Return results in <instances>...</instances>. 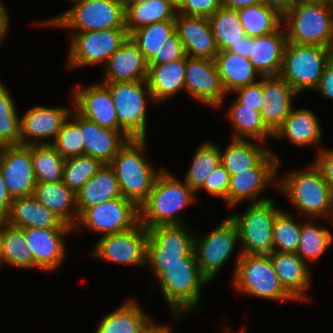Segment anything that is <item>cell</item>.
Here are the masks:
<instances>
[{
	"mask_svg": "<svg viewBox=\"0 0 333 333\" xmlns=\"http://www.w3.org/2000/svg\"><path fill=\"white\" fill-rule=\"evenodd\" d=\"M146 266L156 277L166 304L174 315V322L199 309L201 287L204 288L210 281L202 274L195 253L187 256L184 264Z\"/></svg>",
	"mask_w": 333,
	"mask_h": 333,
	"instance_id": "obj_1",
	"label": "cell"
},
{
	"mask_svg": "<svg viewBox=\"0 0 333 333\" xmlns=\"http://www.w3.org/2000/svg\"><path fill=\"white\" fill-rule=\"evenodd\" d=\"M196 201V193L187 183L164 168L147 199L139 206V222L147 229L159 225L185 224L181 215Z\"/></svg>",
	"mask_w": 333,
	"mask_h": 333,
	"instance_id": "obj_2",
	"label": "cell"
},
{
	"mask_svg": "<svg viewBox=\"0 0 333 333\" xmlns=\"http://www.w3.org/2000/svg\"><path fill=\"white\" fill-rule=\"evenodd\" d=\"M277 189L305 219L330 218L333 191L313 163L278 178Z\"/></svg>",
	"mask_w": 333,
	"mask_h": 333,
	"instance_id": "obj_3",
	"label": "cell"
},
{
	"mask_svg": "<svg viewBox=\"0 0 333 333\" xmlns=\"http://www.w3.org/2000/svg\"><path fill=\"white\" fill-rule=\"evenodd\" d=\"M147 139H130L109 163L118 181L122 197L138 207L147 199L157 176L164 167L156 169L148 161Z\"/></svg>",
	"mask_w": 333,
	"mask_h": 333,
	"instance_id": "obj_4",
	"label": "cell"
},
{
	"mask_svg": "<svg viewBox=\"0 0 333 333\" xmlns=\"http://www.w3.org/2000/svg\"><path fill=\"white\" fill-rule=\"evenodd\" d=\"M72 7L63 13L36 22L41 27L70 29L73 33L125 28V9L121 0H70Z\"/></svg>",
	"mask_w": 333,
	"mask_h": 333,
	"instance_id": "obj_5",
	"label": "cell"
},
{
	"mask_svg": "<svg viewBox=\"0 0 333 333\" xmlns=\"http://www.w3.org/2000/svg\"><path fill=\"white\" fill-rule=\"evenodd\" d=\"M231 280L240 295L272 301H296L282 286L269 254L247 255L238 251Z\"/></svg>",
	"mask_w": 333,
	"mask_h": 333,
	"instance_id": "obj_6",
	"label": "cell"
},
{
	"mask_svg": "<svg viewBox=\"0 0 333 333\" xmlns=\"http://www.w3.org/2000/svg\"><path fill=\"white\" fill-rule=\"evenodd\" d=\"M287 42L329 48L333 11L326 4L298 3L283 15Z\"/></svg>",
	"mask_w": 333,
	"mask_h": 333,
	"instance_id": "obj_7",
	"label": "cell"
},
{
	"mask_svg": "<svg viewBox=\"0 0 333 333\" xmlns=\"http://www.w3.org/2000/svg\"><path fill=\"white\" fill-rule=\"evenodd\" d=\"M104 84L115 105L119 131L129 139H146L147 104L154 103L147 80Z\"/></svg>",
	"mask_w": 333,
	"mask_h": 333,
	"instance_id": "obj_8",
	"label": "cell"
},
{
	"mask_svg": "<svg viewBox=\"0 0 333 333\" xmlns=\"http://www.w3.org/2000/svg\"><path fill=\"white\" fill-rule=\"evenodd\" d=\"M329 61V48L287 42L279 76L299 95L317 88Z\"/></svg>",
	"mask_w": 333,
	"mask_h": 333,
	"instance_id": "obj_9",
	"label": "cell"
},
{
	"mask_svg": "<svg viewBox=\"0 0 333 333\" xmlns=\"http://www.w3.org/2000/svg\"><path fill=\"white\" fill-rule=\"evenodd\" d=\"M280 210L271 198L259 203H250L243 213L230 215L239 230L241 254L258 255L272 252L273 223Z\"/></svg>",
	"mask_w": 333,
	"mask_h": 333,
	"instance_id": "obj_10",
	"label": "cell"
},
{
	"mask_svg": "<svg viewBox=\"0 0 333 333\" xmlns=\"http://www.w3.org/2000/svg\"><path fill=\"white\" fill-rule=\"evenodd\" d=\"M194 235V253L202 274L211 282L234 254L239 240L236 222L228 216L204 236Z\"/></svg>",
	"mask_w": 333,
	"mask_h": 333,
	"instance_id": "obj_11",
	"label": "cell"
},
{
	"mask_svg": "<svg viewBox=\"0 0 333 333\" xmlns=\"http://www.w3.org/2000/svg\"><path fill=\"white\" fill-rule=\"evenodd\" d=\"M67 64L70 69L96 64L106 65L109 58L129 37L126 28L73 33L70 36Z\"/></svg>",
	"mask_w": 333,
	"mask_h": 333,
	"instance_id": "obj_12",
	"label": "cell"
},
{
	"mask_svg": "<svg viewBox=\"0 0 333 333\" xmlns=\"http://www.w3.org/2000/svg\"><path fill=\"white\" fill-rule=\"evenodd\" d=\"M186 224L148 229L146 265L184 264L194 253V233Z\"/></svg>",
	"mask_w": 333,
	"mask_h": 333,
	"instance_id": "obj_13",
	"label": "cell"
},
{
	"mask_svg": "<svg viewBox=\"0 0 333 333\" xmlns=\"http://www.w3.org/2000/svg\"><path fill=\"white\" fill-rule=\"evenodd\" d=\"M138 223L139 207L133 201L121 196L87 208L79 216L73 229L80 230V232L86 229L104 236L125 232Z\"/></svg>",
	"mask_w": 333,
	"mask_h": 333,
	"instance_id": "obj_14",
	"label": "cell"
},
{
	"mask_svg": "<svg viewBox=\"0 0 333 333\" xmlns=\"http://www.w3.org/2000/svg\"><path fill=\"white\" fill-rule=\"evenodd\" d=\"M148 229L140 222L130 230L101 236L91 257L123 266L146 267Z\"/></svg>",
	"mask_w": 333,
	"mask_h": 333,
	"instance_id": "obj_15",
	"label": "cell"
},
{
	"mask_svg": "<svg viewBox=\"0 0 333 333\" xmlns=\"http://www.w3.org/2000/svg\"><path fill=\"white\" fill-rule=\"evenodd\" d=\"M270 151L250 172H238L230 177L228 189V206H237L246 199L250 203H259L271 199L270 197L261 198L260 195L265 187L274 186L277 188V172L281 160L277 154ZM272 183V184H271Z\"/></svg>",
	"mask_w": 333,
	"mask_h": 333,
	"instance_id": "obj_16",
	"label": "cell"
},
{
	"mask_svg": "<svg viewBox=\"0 0 333 333\" xmlns=\"http://www.w3.org/2000/svg\"><path fill=\"white\" fill-rule=\"evenodd\" d=\"M0 169L12 199L33 195L37 180L32 163L31 145L0 147Z\"/></svg>",
	"mask_w": 333,
	"mask_h": 333,
	"instance_id": "obj_17",
	"label": "cell"
},
{
	"mask_svg": "<svg viewBox=\"0 0 333 333\" xmlns=\"http://www.w3.org/2000/svg\"><path fill=\"white\" fill-rule=\"evenodd\" d=\"M71 111L66 106L41 105L27 110L20 117V145L52 144Z\"/></svg>",
	"mask_w": 333,
	"mask_h": 333,
	"instance_id": "obj_18",
	"label": "cell"
},
{
	"mask_svg": "<svg viewBox=\"0 0 333 333\" xmlns=\"http://www.w3.org/2000/svg\"><path fill=\"white\" fill-rule=\"evenodd\" d=\"M186 93L203 105L221 108L226 93L222 87L215 60H201L186 56Z\"/></svg>",
	"mask_w": 333,
	"mask_h": 333,
	"instance_id": "obj_19",
	"label": "cell"
},
{
	"mask_svg": "<svg viewBox=\"0 0 333 333\" xmlns=\"http://www.w3.org/2000/svg\"><path fill=\"white\" fill-rule=\"evenodd\" d=\"M82 86L72 92L73 109L82 117L103 128L119 130L118 118L110 90L100 82Z\"/></svg>",
	"mask_w": 333,
	"mask_h": 333,
	"instance_id": "obj_20",
	"label": "cell"
},
{
	"mask_svg": "<svg viewBox=\"0 0 333 333\" xmlns=\"http://www.w3.org/2000/svg\"><path fill=\"white\" fill-rule=\"evenodd\" d=\"M74 229L24 228L27 246L33 253V269L52 272L66 259L65 239Z\"/></svg>",
	"mask_w": 333,
	"mask_h": 333,
	"instance_id": "obj_21",
	"label": "cell"
},
{
	"mask_svg": "<svg viewBox=\"0 0 333 333\" xmlns=\"http://www.w3.org/2000/svg\"><path fill=\"white\" fill-rule=\"evenodd\" d=\"M175 30L179 34L186 56L215 60L219 52L208 17L176 13Z\"/></svg>",
	"mask_w": 333,
	"mask_h": 333,
	"instance_id": "obj_22",
	"label": "cell"
},
{
	"mask_svg": "<svg viewBox=\"0 0 333 333\" xmlns=\"http://www.w3.org/2000/svg\"><path fill=\"white\" fill-rule=\"evenodd\" d=\"M296 96L298 94L279 75L263 76V107L260 113L265 126L273 134L292 111Z\"/></svg>",
	"mask_w": 333,
	"mask_h": 333,
	"instance_id": "obj_23",
	"label": "cell"
},
{
	"mask_svg": "<svg viewBox=\"0 0 333 333\" xmlns=\"http://www.w3.org/2000/svg\"><path fill=\"white\" fill-rule=\"evenodd\" d=\"M269 255L283 288L296 301L310 302L307 291L313 281L309 265L297 253L272 251Z\"/></svg>",
	"mask_w": 333,
	"mask_h": 333,
	"instance_id": "obj_24",
	"label": "cell"
},
{
	"mask_svg": "<svg viewBox=\"0 0 333 333\" xmlns=\"http://www.w3.org/2000/svg\"><path fill=\"white\" fill-rule=\"evenodd\" d=\"M104 75L102 83L147 80L148 61L128 37L107 61Z\"/></svg>",
	"mask_w": 333,
	"mask_h": 333,
	"instance_id": "obj_25",
	"label": "cell"
},
{
	"mask_svg": "<svg viewBox=\"0 0 333 333\" xmlns=\"http://www.w3.org/2000/svg\"><path fill=\"white\" fill-rule=\"evenodd\" d=\"M286 44L283 24L270 34L250 37L249 60L261 76L279 75Z\"/></svg>",
	"mask_w": 333,
	"mask_h": 333,
	"instance_id": "obj_26",
	"label": "cell"
},
{
	"mask_svg": "<svg viewBox=\"0 0 333 333\" xmlns=\"http://www.w3.org/2000/svg\"><path fill=\"white\" fill-rule=\"evenodd\" d=\"M7 223L18 228L73 229L33 195L14 198Z\"/></svg>",
	"mask_w": 333,
	"mask_h": 333,
	"instance_id": "obj_27",
	"label": "cell"
},
{
	"mask_svg": "<svg viewBox=\"0 0 333 333\" xmlns=\"http://www.w3.org/2000/svg\"><path fill=\"white\" fill-rule=\"evenodd\" d=\"M80 131L84 142V155L109 164L118 151L130 140L122 131L100 127L80 116Z\"/></svg>",
	"mask_w": 333,
	"mask_h": 333,
	"instance_id": "obj_28",
	"label": "cell"
},
{
	"mask_svg": "<svg viewBox=\"0 0 333 333\" xmlns=\"http://www.w3.org/2000/svg\"><path fill=\"white\" fill-rule=\"evenodd\" d=\"M318 116L309 108H295L273 134V139L286 137L295 146H318L323 139ZM316 144V145H315Z\"/></svg>",
	"mask_w": 333,
	"mask_h": 333,
	"instance_id": "obj_29",
	"label": "cell"
},
{
	"mask_svg": "<svg viewBox=\"0 0 333 333\" xmlns=\"http://www.w3.org/2000/svg\"><path fill=\"white\" fill-rule=\"evenodd\" d=\"M186 57L180 60L148 66L147 82L154 104L170 99L180 91H185Z\"/></svg>",
	"mask_w": 333,
	"mask_h": 333,
	"instance_id": "obj_30",
	"label": "cell"
},
{
	"mask_svg": "<svg viewBox=\"0 0 333 333\" xmlns=\"http://www.w3.org/2000/svg\"><path fill=\"white\" fill-rule=\"evenodd\" d=\"M215 63L226 95L238 88L256 83L262 77L249 58L233 52H218Z\"/></svg>",
	"mask_w": 333,
	"mask_h": 333,
	"instance_id": "obj_31",
	"label": "cell"
},
{
	"mask_svg": "<svg viewBox=\"0 0 333 333\" xmlns=\"http://www.w3.org/2000/svg\"><path fill=\"white\" fill-rule=\"evenodd\" d=\"M33 196L66 224L72 227L77 224L79 219L77 197L63 181L59 183H37Z\"/></svg>",
	"mask_w": 333,
	"mask_h": 333,
	"instance_id": "obj_32",
	"label": "cell"
},
{
	"mask_svg": "<svg viewBox=\"0 0 333 333\" xmlns=\"http://www.w3.org/2000/svg\"><path fill=\"white\" fill-rule=\"evenodd\" d=\"M263 142L251 139H234L225 151L220 149L221 164L226 168L230 176L238 172H250L270 151Z\"/></svg>",
	"mask_w": 333,
	"mask_h": 333,
	"instance_id": "obj_33",
	"label": "cell"
},
{
	"mask_svg": "<svg viewBox=\"0 0 333 333\" xmlns=\"http://www.w3.org/2000/svg\"><path fill=\"white\" fill-rule=\"evenodd\" d=\"M121 196L113 169L109 164H104L76 194L79 216L87 208Z\"/></svg>",
	"mask_w": 333,
	"mask_h": 333,
	"instance_id": "obj_34",
	"label": "cell"
},
{
	"mask_svg": "<svg viewBox=\"0 0 333 333\" xmlns=\"http://www.w3.org/2000/svg\"><path fill=\"white\" fill-rule=\"evenodd\" d=\"M227 118L232 124L234 139H251L263 142L273 138V133L262 121L260 111L245 107L236 99L227 109Z\"/></svg>",
	"mask_w": 333,
	"mask_h": 333,
	"instance_id": "obj_35",
	"label": "cell"
},
{
	"mask_svg": "<svg viewBox=\"0 0 333 333\" xmlns=\"http://www.w3.org/2000/svg\"><path fill=\"white\" fill-rule=\"evenodd\" d=\"M138 302L132 297L117 309L107 313L98 322L95 333H137L151 317L144 312Z\"/></svg>",
	"mask_w": 333,
	"mask_h": 333,
	"instance_id": "obj_36",
	"label": "cell"
},
{
	"mask_svg": "<svg viewBox=\"0 0 333 333\" xmlns=\"http://www.w3.org/2000/svg\"><path fill=\"white\" fill-rule=\"evenodd\" d=\"M177 10L167 0H148L125 10V28L133 31L153 23L175 20Z\"/></svg>",
	"mask_w": 333,
	"mask_h": 333,
	"instance_id": "obj_37",
	"label": "cell"
},
{
	"mask_svg": "<svg viewBox=\"0 0 333 333\" xmlns=\"http://www.w3.org/2000/svg\"><path fill=\"white\" fill-rule=\"evenodd\" d=\"M237 12L246 35L252 38L270 34L283 23V15L263 2Z\"/></svg>",
	"mask_w": 333,
	"mask_h": 333,
	"instance_id": "obj_38",
	"label": "cell"
},
{
	"mask_svg": "<svg viewBox=\"0 0 333 333\" xmlns=\"http://www.w3.org/2000/svg\"><path fill=\"white\" fill-rule=\"evenodd\" d=\"M208 20L219 52L238 44L242 37H247L235 9L221 7Z\"/></svg>",
	"mask_w": 333,
	"mask_h": 333,
	"instance_id": "obj_39",
	"label": "cell"
},
{
	"mask_svg": "<svg viewBox=\"0 0 333 333\" xmlns=\"http://www.w3.org/2000/svg\"><path fill=\"white\" fill-rule=\"evenodd\" d=\"M220 163V148L211 141H204L196 148L184 181L197 193L207 177Z\"/></svg>",
	"mask_w": 333,
	"mask_h": 333,
	"instance_id": "obj_40",
	"label": "cell"
},
{
	"mask_svg": "<svg viewBox=\"0 0 333 333\" xmlns=\"http://www.w3.org/2000/svg\"><path fill=\"white\" fill-rule=\"evenodd\" d=\"M314 219L301 221V234L297 254L307 262L319 259L329 247H332L333 234L322 223H312Z\"/></svg>",
	"mask_w": 333,
	"mask_h": 333,
	"instance_id": "obj_41",
	"label": "cell"
},
{
	"mask_svg": "<svg viewBox=\"0 0 333 333\" xmlns=\"http://www.w3.org/2000/svg\"><path fill=\"white\" fill-rule=\"evenodd\" d=\"M31 155L37 183L63 181L65 159L51 144L31 145Z\"/></svg>",
	"mask_w": 333,
	"mask_h": 333,
	"instance_id": "obj_42",
	"label": "cell"
},
{
	"mask_svg": "<svg viewBox=\"0 0 333 333\" xmlns=\"http://www.w3.org/2000/svg\"><path fill=\"white\" fill-rule=\"evenodd\" d=\"M3 265L33 270V253L27 246L23 228L6 225L3 237Z\"/></svg>",
	"mask_w": 333,
	"mask_h": 333,
	"instance_id": "obj_43",
	"label": "cell"
},
{
	"mask_svg": "<svg viewBox=\"0 0 333 333\" xmlns=\"http://www.w3.org/2000/svg\"><path fill=\"white\" fill-rule=\"evenodd\" d=\"M293 213L281 209L273 223L272 251L297 253L301 234V222Z\"/></svg>",
	"mask_w": 333,
	"mask_h": 333,
	"instance_id": "obj_44",
	"label": "cell"
},
{
	"mask_svg": "<svg viewBox=\"0 0 333 333\" xmlns=\"http://www.w3.org/2000/svg\"><path fill=\"white\" fill-rule=\"evenodd\" d=\"M9 92L0 80V147L20 145V117Z\"/></svg>",
	"mask_w": 333,
	"mask_h": 333,
	"instance_id": "obj_45",
	"label": "cell"
},
{
	"mask_svg": "<svg viewBox=\"0 0 333 333\" xmlns=\"http://www.w3.org/2000/svg\"><path fill=\"white\" fill-rule=\"evenodd\" d=\"M174 31L175 20H168L143 26L133 31L129 37L138 46L144 58L149 61Z\"/></svg>",
	"mask_w": 333,
	"mask_h": 333,
	"instance_id": "obj_46",
	"label": "cell"
},
{
	"mask_svg": "<svg viewBox=\"0 0 333 333\" xmlns=\"http://www.w3.org/2000/svg\"><path fill=\"white\" fill-rule=\"evenodd\" d=\"M103 165L100 160L87 155L66 159L64 163L63 183L77 194Z\"/></svg>",
	"mask_w": 333,
	"mask_h": 333,
	"instance_id": "obj_47",
	"label": "cell"
},
{
	"mask_svg": "<svg viewBox=\"0 0 333 333\" xmlns=\"http://www.w3.org/2000/svg\"><path fill=\"white\" fill-rule=\"evenodd\" d=\"M51 145L65 160L84 155V142L80 131V115L75 110L72 109Z\"/></svg>",
	"mask_w": 333,
	"mask_h": 333,
	"instance_id": "obj_48",
	"label": "cell"
},
{
	"mask_svg": "<svg viewBox=\"0 0 333 333\" xmlns=\"http://www.w3.org/2000/svg\"><path fill=\"white\" fill-rule=\"evenodd\" d=\"M185 57L186 54L182 42L180 41L178 32L175 30L148 61V66L170 63Z\"/></svg>",
	"mask_w": 333,
	"mask_h": 333,
	"instance_id": "obj_49",
	"label": "cell"
},
{
	"mask_svg": "<svg viewBox=\"0 0 333 333\" xmlns=\"http://www.w3.org/2000/svg\"><path fill=\"white\" fill-rule=\"evenodd\" d=\"M230 177L226 168L220 163L198 190H205L213 197L222 198L228 205Z\"/></svg>",
	"mask_w": 333,
	"mask_h": 333,
	"instance_id": "obj_50",
	"label": "cell"
},
{
	"mask_svg": "<svg viewBox=\"0 0 333 333\" xmlns=\"http://www.w3.org/2000/svg\"><path fill=\"white\" fill-rule=\"evenodd\" d=\"M236 100L245 107L261 111L263 107V76L256 83L238 88L233 91Z\"/></svg>",
	"mask_w": 333,
	"mask_h": 333,
	"instance_id": "obj_51",
	"label": "cell"
},
{
	"mask_svg": "<svg viewBox=\"0 0 333 333\" xmlns=\"http://www.w3.org/2000/svg\"><path fill=\"white\" fill-rule=\"evenodd\" d=\"M220 0H182L176 9L177 13L187 16L210 17L216 10L221 8Z\"/></svg>",
	"mask_w": 333,
	"mask_h": 333,
	"instance_id": "obj_52",
	"label": "cell"
},
{
	"mask_svg": "<svg viewBox=\"0 0 333 333\" xmlns=\"http://www.w3.org/2000/svg\"><path fill=\"white\" fill-rule=\"evenodd\" d=\"M316 158L312 160L315 167L320 171L323 179L333 191V149L318 147Z\"/></svg>",
	"mask_w": 333,
	"mask_h": 333,
	"instance_id": "obj_53",
	"label": "cell"
},
{
	"mask_svg": "<svg viewBox=\"0 0 333 333\" xmlns=\"http://www.w3.org/2000/svg\"><path fill=\"white\" fill-rule=\"evenodd\" d=\"M323 98L333 100V62L329 61L323 71L320 82L315 89Z\"/></svg>",
	"mask_w": 333,
	"mask_h": 333,
	"instance_id": "obj_54",
	"label": "cell"
},
{
	"mask_svg": "<svg viewBox=\"0 0 333 333\" xmlns=\"http://www.w3.org/2000/svg\"><path fill=\"white\" fill-rule=\"evenodd\" d=\"M12 197L9 195L2 171L0 169V218H7L12 205Z\"/></svg>",
	"mask_w": 333,
	"mask_h": 333,
	"instance_id": "obj_55",
	"label": "cell"
},
{
	"mask_svg": "<svg viewBox=\"0 0 333 333\" xmlns=\"http://www.w3.org/2000/svg\"><path fill=\"white\" fill-rule=\"evenodd\" d=\"M137 333H173L170 325L156 324L154 318L150 317L137 331Z\"/></svg>",
	"mask_w": 333,
	"mask_h": 333,
	"instance_id": "obj_56",
	"label": "cell"
},
{
	"mask_svg": "<svg viewBox=\"0 0 333 333\" xmlns=\"http://www.w3.org/2000/svg\"><path fill=\"white\" fill-rule=\"evenodd\" d=\"M223 8L239 10L262 3L261 0H220Z\"/></svg>",
	"mask_w": 333,
	"mask_h": 333,
	"instance_id": "obj_57",
	"label": "cell"
},
{
	"mask_svg": "<svg viewBox=\"0 0 333 333\" xmlns=\"http://www.w3.org/2000/svg\"><path fill=\"white\" fill-rule=\"evenodd\" d=\"M249 49H250V37H242V41L235 45H230L226 50L229 52L236 53L240 56L249 58Z\"/></svg>",
	"mask_w": 333,
	"mask_h": 333,
	"instance_id": "obj_58",
	"label": "cell"
},
{
	"mask_svg": "<svg viewBox=\"0 0 333 333\" xmlns=\"http://www.w3.org/2000/svg\"><path fill=\"white\" fill-rule=\"evenodd\" d=\"M269 7L276 9L281 15L288 11V0H261Z\"/></svg>",
	"mask_w": 333,
	"mask_h": 333,
	"instance_id": "obj_59",
	"label": "cell"
},
{
	"mask_svg": "<svg viewBox=\"0 0 333 333\" xmlns=\"http://www.w3.org/2000/svg\"><path fill=\"white\" fill-rule=\"evenodd\" d=\"M7 224L8 223L5 218H0V268L2 267L3 237H4L5 227Z\"/></svg>",
	"mask_w": 333,
	"mask_h": 333,
	"instance_id": "obj_60",
	"label": "cell"
},
{
	"mask_svg": "<svg viewBox=\"0 0 333 333\" xmlns=\"http://www.w3.org/2000/svg\"><path fill=\"white\" fill-rule=\"evenodd\" d=\"M9 26H10V21H0V44L1 45H2L3 40L6 38L5 36L8 33Z\"/></svg>",
	"mask_w": 333,
	"mask_h": 333,
	"instance_id": "obj_61",
	"label": "cell"
},
{
	"mask_svg": "<svg viewBox=\"0 0 333 333\" xmlns=\"http://www.w3.org/2000/svg\"><path fill=\"white\" fill-rule=\"evenodd\" d=\"M8 12L5 2L0 0V21H11Z\"/></svg>",
	"mask_w": 333,
	"mask_h": 333,
	"instance_id": "obj_62",
	"label": "cell"
},
{
	"mask_svg": "<svg viewBox=\"0 0 333 333\" xmlns=\"http://www.w3.org/2000/svg\"><path fill=\"white\" fill-rule=\"evenodd\" d=\"M313 3V4H324V0H288V10L295 4L298 3Z\"/></svg>",
	"mask_w": 333,
	"mask_h": 333,
	"instance_id": "obj_63",
	"label": "cell"
},
{
	"mask_svg": "<svg viewBox=\"0 0 333 333\" xmlns=\"http://www.w3.org/2000/svg\"><path fill=\"white\" fill-rule=\"evenodd\" d=\"M145 1H148V0H121V2L123 3V7H124L125 10L129 6L136 5V4H139V3H143Z\"/></svg>",
	"mask_w": 333,
	"mask_h": 333,
	"instance_id": "obj_64",
	"label": "cell"
},
{
	"mask_svg": "<svg viewBox=\"0 0 333 333\" xmlns=\"http://www.w3.org/2000/svg\"><path fill=\"white\" fill-rule=\"evenodd\" d=\"M176 9L181 5L182 0H167Z\"/></svg>",
	"mask_w": 333,
	"mask_h": 333,
	"instance_id": "obj_65",
	"label": "cell"
},
{
	"mask_svg": "<svg viewBox=\"0 0 333 333\" xmlns=\"http://www.w3.org/2000/svg\"><path fill=\"white\" fill-rule=\"evenodd\" d=\"M329 58L330 61L333 62V37L329 46Z\"/></svg>",
	"mask_w": 333,
	"mask_h": 333,
	"instance_id": "obj_66",
	"label": "cell"
},
{
	"mask_svg": "<svg viewBox=\"0 0 333 333\" xmlns=\"http://www.w3.org/2000/svg\"><path fill=\"white\" fill-rule=\"evenodd\" d=\"M245 327H246V326H244V327L242 328V330H240L239 332H235V331L233 332L232 329H231V327L229 328V327L227 326L226 329H225V331H226L227 333H244L245 330H246Z\"/></svg>",
	"mask_w": 333,
	"mask_h": 333,
	"instance_id": "obj_67",
	"label": "cell"
},
{
	"mask_svg": "<svg viewBox=\"0 0 333 333\" xmlns=\"http://www.w3.org/2000/svg\"><path fill=\"white\" fill-rule=\"evenodd\" d=\"M324 4H326L333 11V0H324Z\"/></svg>",
	"mask_w": 333,
	"mask_h": 333,
	"instance_id": "obj_68",
	"label": "cell"
},
{
	"mask_svg": "<svg viewBox=\"0 0 333 333\" xmlns=\"http://www.w3.org/2000/svg\"><path fill=\"white\" fill-rule=\"evenodd\" d=\"M328 221H330V222L332 221V223H333V201H332V213H331L330 219Z\"/></svg>",
	"mask_w": 333,
	"mask_h": 333,
	"instance_id": "obj_69",
	"label": "cell"
}]
</instances>
